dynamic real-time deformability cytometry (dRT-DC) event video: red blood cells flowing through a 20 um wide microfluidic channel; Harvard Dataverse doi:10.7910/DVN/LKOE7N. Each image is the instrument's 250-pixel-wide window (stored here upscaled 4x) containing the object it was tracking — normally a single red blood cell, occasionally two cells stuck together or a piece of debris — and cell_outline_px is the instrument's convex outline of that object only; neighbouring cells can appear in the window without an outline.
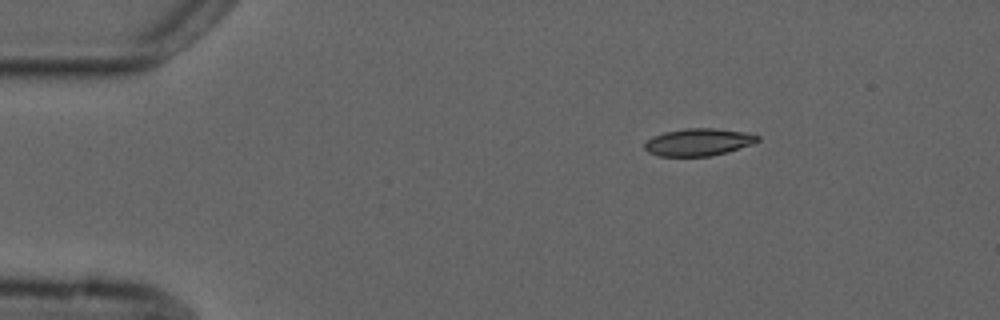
{"species": "common noctule bat (a hibernating species)", "species_latin": "Nyctalus noctula", "temperature_condition": "cold", "stored_images_in_passage": 3, "camera_frame_rate_fps": 3000, "um_per_image_px": 0.085, "animal": {"sex": "male", "forearm_length_mm": 52.5}, "frame": {"image": 1, "passage_image": 1, "time_ms": 0.0, "image_size_px": [1000, 320], "cell_outline_px": [[760, 140], [752, 144], [728, 152], [712, 156], [660, 156], [648, 152], [644, 148], [644, 144], [652, 136], [664, 132], [684, 128], [716, 128], [744, 132], [760, 136]], "centroid_in_image_um": [59.37, 12.08], "position_along_channel_um": 25.6, "area_um2": 18.09}}